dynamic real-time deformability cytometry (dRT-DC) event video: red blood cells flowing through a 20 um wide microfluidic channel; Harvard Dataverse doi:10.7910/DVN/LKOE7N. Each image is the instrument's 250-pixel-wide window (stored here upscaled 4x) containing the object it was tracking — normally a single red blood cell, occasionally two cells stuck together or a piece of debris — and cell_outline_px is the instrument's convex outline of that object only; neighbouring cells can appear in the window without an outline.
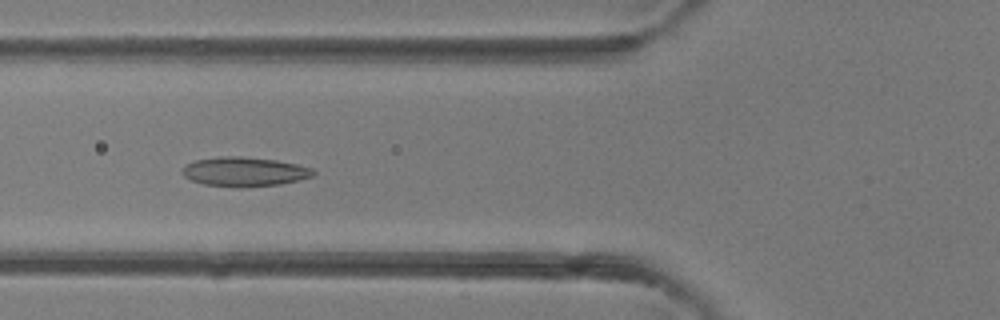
{"species": "common noctule bat (a hibernating species)", "species_latin": "Nyctalus noctula", "temperature_condition": "room temperature", "stored_images_in_passage": 41, "camera_frame_rate_fps": 3000, "um_per_image_px": 0.085, "animal": {"sex": "female"}, "frame": {"image": 1, "passage_image": 15, "time_ms": 4.667, "image_size_px": [1000, 320], "cell_outline_px": [[316, 172], [312, 176], [300, 180], [280, 184], [240, 188], [236, 188], [204, 184], [192, 180], [184, 176], [180, 172], [188, 164], [196, 160], [220, 156], [240, 156], [276, 160], [296, 164], [312, 168]], "centroid_in_image_um": [20.79, 14.6], "position_along_channel_um": 105.0, "area_um2": 22.43}}
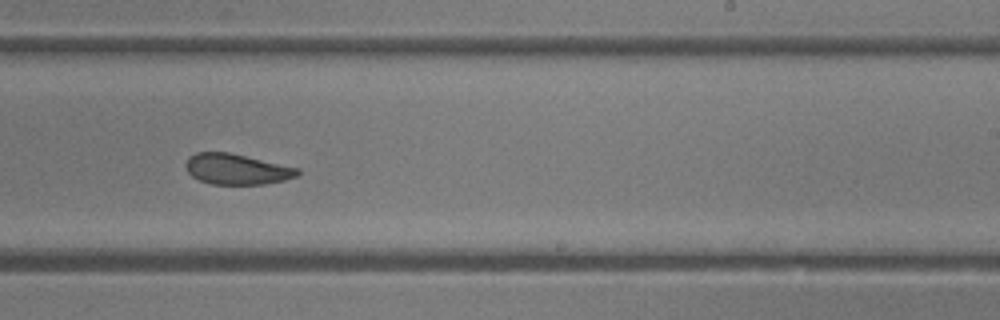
{"frame": {"image": 2, "passage_image": 25, "time_ms": 8.0, "image_size_px": [1000, 320], "cell_outline_px": [[300, 172], [296, 176], [284, 180], [264, 184], [212, 184], [200, 180], [192, 176], [188, 172], [184, 164], [188, 156], [196, 152], [228, 152], [300, 168]], "centroid_in_image_um": [20.1, 14.37], "position_along_channel_um": 268.9, "area_um2": 19.94}}
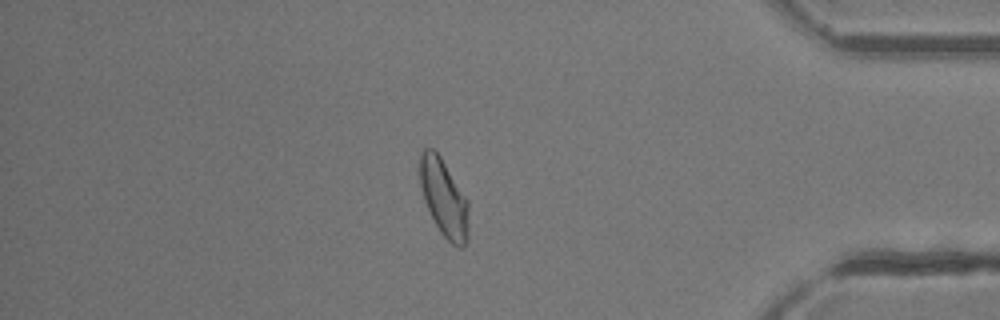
{"frame": {"image": 3, "passage_image": 35, "time_ms": 11.333, "image_size_px": [1000, 320], "cell_outline_px": [[468, 240], [464, 248], [456, 248], [440, 232], [424, 200], [420, 184], [420, 152], [424, 148], [432, 148], [440, 156], [468, 200]], "centroid_in_image_um": [37.75, 16.86], "position_along_channel_um": 397.4, "area_um2": 21.96}}